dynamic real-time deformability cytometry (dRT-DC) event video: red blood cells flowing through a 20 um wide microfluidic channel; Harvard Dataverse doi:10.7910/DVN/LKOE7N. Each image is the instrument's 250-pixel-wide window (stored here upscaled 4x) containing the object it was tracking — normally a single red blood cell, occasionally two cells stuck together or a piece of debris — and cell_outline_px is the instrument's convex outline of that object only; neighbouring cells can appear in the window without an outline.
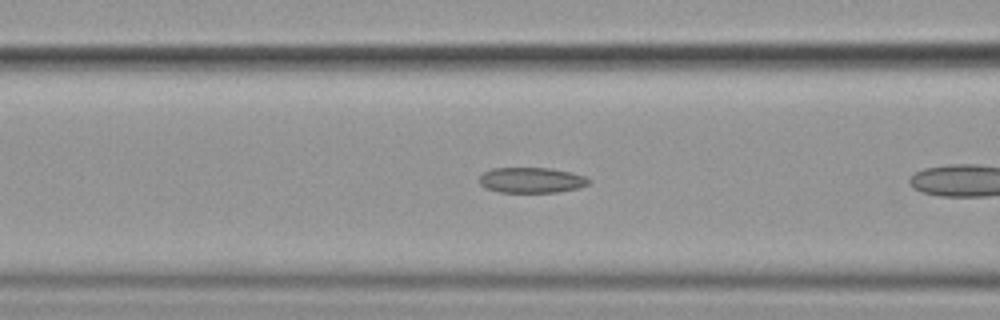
{"species": "common noctule bat (a hibernating species)", "species_latin": "Nyctalus noctula", "temperature_condition": "cold", "stored_images_in_passage": 16, "camera_frame_rate_fps": 3000, "um_per_image_px": 0.085, "animal": {"sex": "female", "body_mass_g": 19.9}, "frame": {"image": 1, "passage_image": 7, "time_ms": 2.0, "image_size_px": [1000, 320], "cell_outline_px": [[592, 180], [588, 184], [580, 188], [560, 192], [500, 192], [484, 188], [480, 184], [480, 176], [484, 172], [492, 168], [552, 168], [572, 172], [584, 176]], "centroid_in_image_um": [45.2, 15.31], "position_along_channel_um": 121.4, "area_um2": 16.42}}
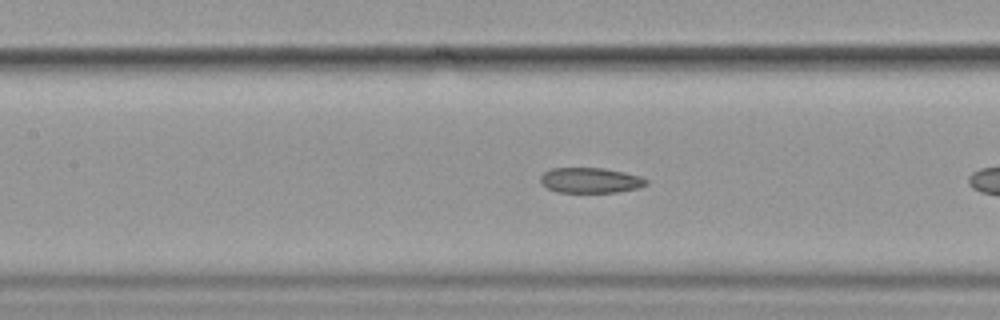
{"frame": {"image": 2, "passage_image": 10, "time_ms": 3.0, "image_size_px": [1000, 320], "cell_outline_px": [[648, 184], [640, 188], [616, 192], [556, 192], [540, 184], [540, 176], [544, 172], [552, 168], [604, 168], [624, 172], [640, 176], [648, 180]], "centroid_in_image_um": [50.19, 15.33], "position_along_channel_um": 157.2, "area_um2": 15.72}}
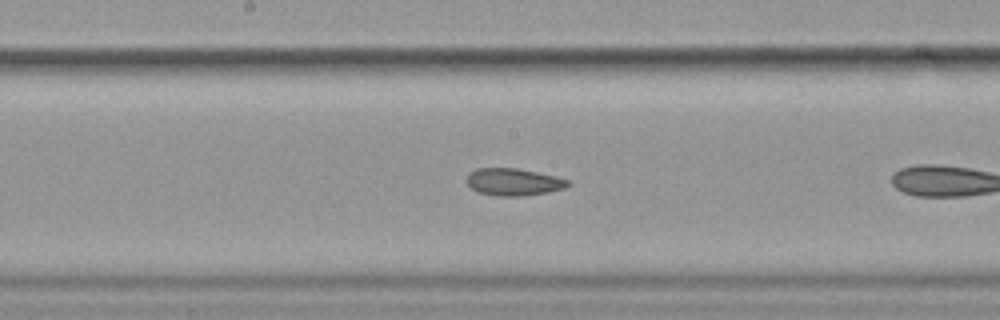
{"frame": {"image": 3, "passage_image": 14, "time_ms": 4.333, "image_size_px": [1000, 320], "cell_outline_px": [[572, 184], [564, 188], [548, 192], [524, 196], [496, 196], [476, 192], [464, 180], [476, 168], [516, 168], [556, 176], [568, 180]], "centroid_in_image_um": [43.65, 15.47], "position_along_channel_um": 204.6, "area_um2": 16.13}}